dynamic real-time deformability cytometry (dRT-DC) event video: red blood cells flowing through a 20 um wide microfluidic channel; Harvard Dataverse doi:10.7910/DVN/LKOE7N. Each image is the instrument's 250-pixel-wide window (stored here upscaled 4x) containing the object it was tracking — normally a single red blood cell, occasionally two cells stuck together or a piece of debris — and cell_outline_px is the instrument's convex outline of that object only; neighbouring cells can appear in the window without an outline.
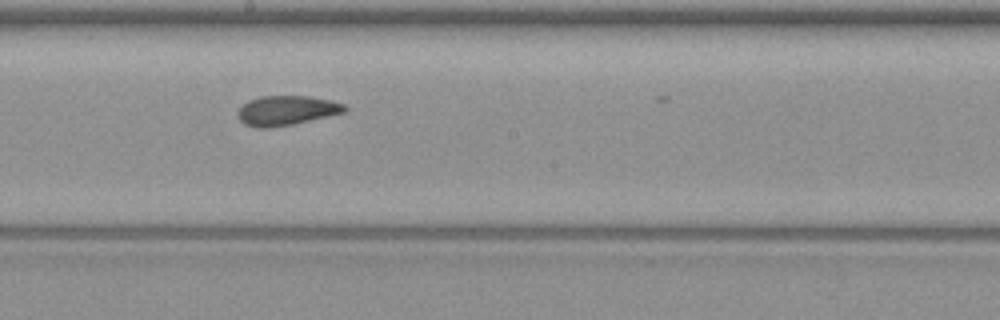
{"species": "common noctule bat (a hibernating species)", "species_latin": "Nyctalus noctula", "temperature_condition": "warm", "stored_images_in_passage": 13, "camera_frame_rate_fps": 3000, "um_per_image_px": 0.085, "animal": {"sex": "female", "body_mass_g": 19.3, "forearm_length_mm": 54.1}, "frame": {"image": 1, "passage_image": 6, "time_ms": 6.0, "image_size_px": [1000, 320], "cell_outline_px": [[348, 108], [344, 112], [292, 124], [268, 128], [256, 128], [244, 124], [240, 120], [236, 112], [248, 100], [260, 96], [308, 96], [328, 100], [344, 104]], "centroid_in_image_um": [24.3, 9.39], "position_along_channel_um": 223.9, "area_um2": 18.26}}